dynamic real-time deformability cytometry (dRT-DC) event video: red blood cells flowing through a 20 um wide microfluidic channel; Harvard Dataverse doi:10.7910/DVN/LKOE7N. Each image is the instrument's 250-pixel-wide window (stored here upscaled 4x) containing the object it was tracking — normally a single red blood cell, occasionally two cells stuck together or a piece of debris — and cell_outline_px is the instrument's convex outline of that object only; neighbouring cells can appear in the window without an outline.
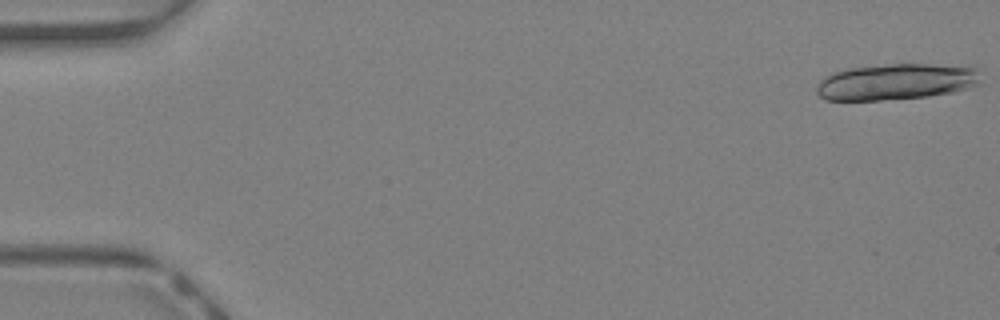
{"species": "Egyptian fruit bat (a non-hibernating species)", "species_latin": "Rousettus aegyptiacus", "temperature_condition": "warm", "stored_images_in_passage": 35, "camera_frame_rate_fps": 3000, "um_per_image_px": 0.085, "animal": {"sex": "female"}, "frame": {"image": 1, "passage_image": 1, "time_ms": 0.0, "image_size_px": [1000, 320], "cell_outline_px": [[984, 84], [952, 92], [928, 96], [880, 100], [824, 100], [816, 92], [816, 88], [820, 80], [832, 72], [844, 68], [888, 64], [972, 64], [976, 68]], "centroid_in_image_um": [76.25, 6.92], "position_along_channel_um": 8.7, "area_um2": 35.43}, "authors_computed_cell_mechanics": {"area_um2": 22.8888, "velocity_mm_per_s": 4.6627, "shape_relaxation_time_tau1_ms": 3.8345, "shape_relaxation_time_tau2_ms": 2.9508, "deformation_change_tau1": 0.072, "deformation_change_tau2": 0.0862}}